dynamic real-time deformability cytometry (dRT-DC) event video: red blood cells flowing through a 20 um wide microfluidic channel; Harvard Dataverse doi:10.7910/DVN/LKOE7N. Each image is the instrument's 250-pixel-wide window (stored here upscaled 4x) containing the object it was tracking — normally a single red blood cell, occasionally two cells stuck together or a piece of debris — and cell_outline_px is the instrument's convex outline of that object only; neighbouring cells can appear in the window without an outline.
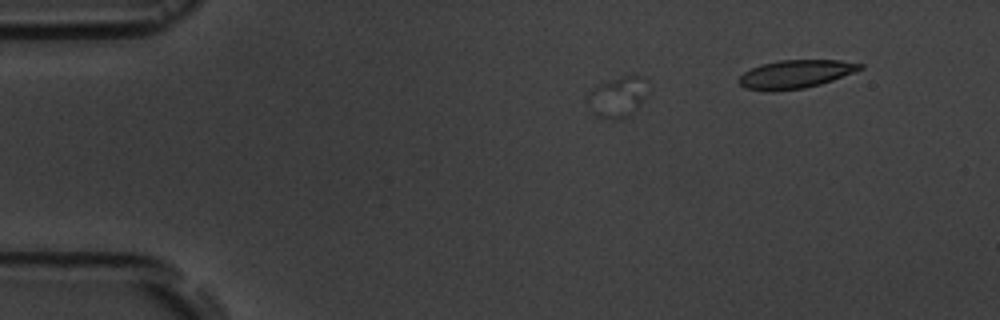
{"species": "common noctule bat (a hibernating species)", "species_latin": "Nyctalus noctula", "temperature_condition": "room temperature", "stored_images_in_passage": 8, "camera_frame_rate_fps": 3000, "um_per_image_px": 0.085, "animal": {"sex": "male", "body_mass_g": 19.5, "forearm_length_mm": 54.6}, "frame": {"image": 1, "passage_image": 3, "time_ms": 3.0, "image_size_px": [1000, 320], "cell_outline_px": [[644, 96], [640, 104], [628, 116], [620, 120], [612, 120], [596, 116], [592, 112], [592, 92], [600, 84], [608, 80], [624, 76], [640, 76]], "centroid_in_image_um": [52.48, 8.3], "position_along_channel_um": 32.5, "area_um2": 13.01}}
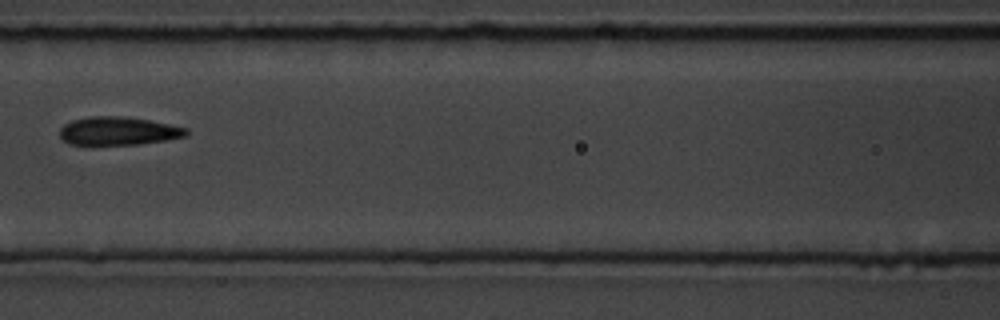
{"frame": {"image": 2, "passage_image": 8, "time_ms": 9.667, "image_size_px": [1000, 320], "cell_outline_px": [[188, 136], [168, 140], [140, 144], [68, 144], [60, 136], [60, 128], [64, 124], [72, 120], [88, 116], [124, 116], [148, 120], [188, 128]], "centroid_in_image_um": [10.07, 11.13], "position_along_channel_um": 156.5, "area_um2": 20.87}}